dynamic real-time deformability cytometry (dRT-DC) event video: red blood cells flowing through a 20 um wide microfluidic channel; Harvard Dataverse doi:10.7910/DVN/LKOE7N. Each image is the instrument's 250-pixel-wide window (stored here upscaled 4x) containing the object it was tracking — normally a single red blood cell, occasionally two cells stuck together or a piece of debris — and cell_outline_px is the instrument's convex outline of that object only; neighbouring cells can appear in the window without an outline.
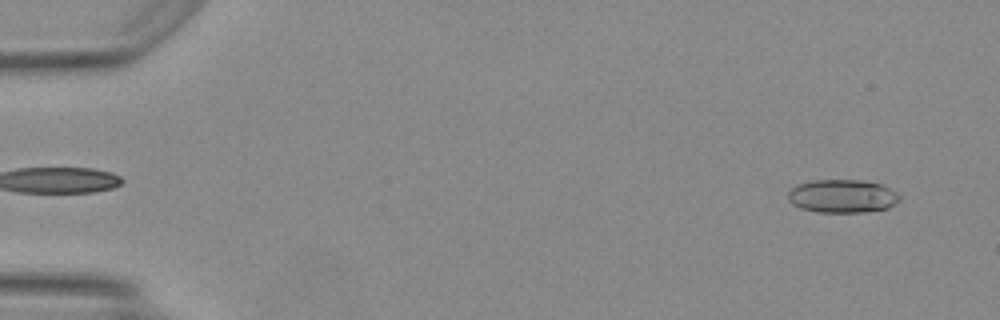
{"species": "Egyptian fruit bat (a non-hibernating species)", "species_latin": "Rousettus aegyptiacus", "temperature_condition": "warm", "stored_images_in_passage": 49, "camera_frame_rate_fps": 3000, "um_per_image_px": 0.085, "animal": {"sex": "female"}, "frame": {"image": 1, "passage_image": 3, "time_ms": 0.667, "image_size_px": [1000, 320], "cell_outline_px": [[900, 200], [888, 208], [864, 212], [820, 212], [800, 208], [792, 204], [788, 200], [788, 192], [796, 184], [812, 180], [860, 180], [880, 184], [896, 192], [900, 196]], "centroid_in_image_um": [71.57, 16.67], "position_along_channel_um": 13.4, "area_um2": 21.62}}
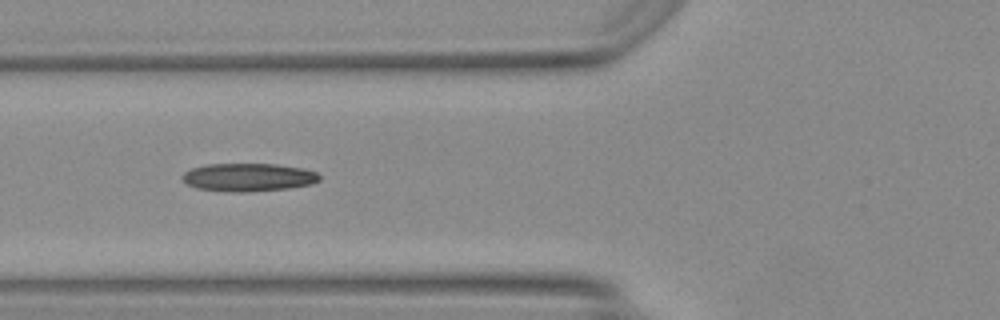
{"frame": {"image": 2, "passage_image": 19, "time_ms": 6.0, "image_size_px": [1000, 320], "cell_outline_px": [[320, 180], [312, 184], [288, 188], [244, 192], [232, 192], [196, 188], [188, 184], [180, 176], [184, 172], [192, 168], [208, 164], [276, 164], [304, 168], [316, 172], [320, 176]], "centroid_in_image_um": [21.12, 15.06], "position_along_channel_um": 104.7, "area_um2": 22.43}}
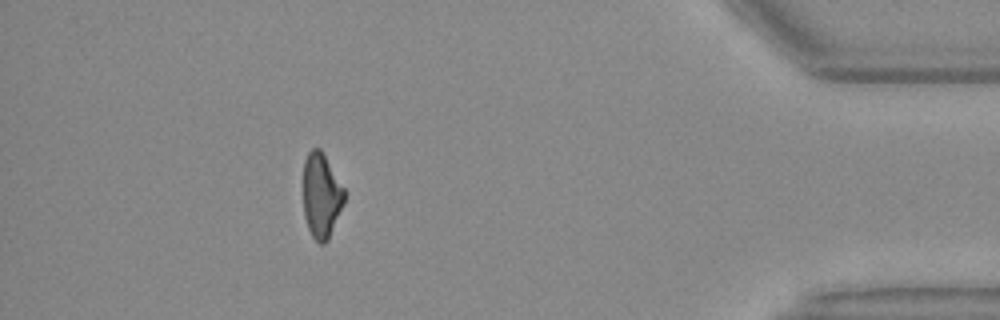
{"frame": {"image": 3, "passage_image": 44, "time_ms": 14.333, "image_size_px": [1000, 320], "cell_outline_px": [[344, 204], [328, 240], [324, 244], [320, 244], [312, 236], [308, 228], [304, 216], [304, 160], [308, 152], [312, 148], [320, 148], [344, 188]], "centroid_in_image_um": [27.31, 16.64], "position_along_channel_um": 407.9, "area_um2": 20.17}, "authors_computed_cell_mechanics": {"area_um2": 21.5594, "velocity_mm_per_s": 4.2216, "shape_relaxation_time_tau1_ms": 7.4186, "shape_relaxation_time_tau2_ms": 2.0778, "deformation_change_tau1": 0.2137, "deformation_change_tau2": 0.1154}}